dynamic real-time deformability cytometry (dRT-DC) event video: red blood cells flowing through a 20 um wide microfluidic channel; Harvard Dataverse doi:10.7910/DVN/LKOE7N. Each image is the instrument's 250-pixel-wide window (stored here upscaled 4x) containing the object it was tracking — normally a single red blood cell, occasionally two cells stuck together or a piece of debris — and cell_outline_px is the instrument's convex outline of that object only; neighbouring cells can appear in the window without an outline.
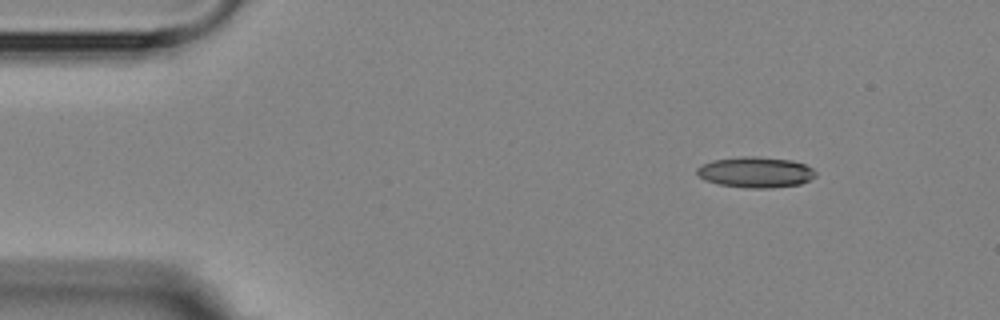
{"species": "Egyptian fruit bat (a non-hibernating species)", "species_latin": "Rousettus aegyptiacus", "temperature_condition": "room temperature", "stored_images_in_passage": 2, "camera_frame_rate_fps": 3000, "um_per_image_px": 0.085, "animal": {"sex": "female"}, "frame": {"image": 1, "passage_image": 2, "time_ms": 2.0, "image_size_px": [1000, 320], "cell_outline_px": [[816, 176], [800, 184], [772, 188], [748, 188], [720, 184], [704, 180], [696, 172], [696, 168], [712, 160], [744, 156], [756, 156], [792, 160], [804, 164], [812, 168], [816, 172]], "centroid_in_image_um": [64.24, 14.63], "position_along_channel_um": 20.8, "area_um2": 21.21}}